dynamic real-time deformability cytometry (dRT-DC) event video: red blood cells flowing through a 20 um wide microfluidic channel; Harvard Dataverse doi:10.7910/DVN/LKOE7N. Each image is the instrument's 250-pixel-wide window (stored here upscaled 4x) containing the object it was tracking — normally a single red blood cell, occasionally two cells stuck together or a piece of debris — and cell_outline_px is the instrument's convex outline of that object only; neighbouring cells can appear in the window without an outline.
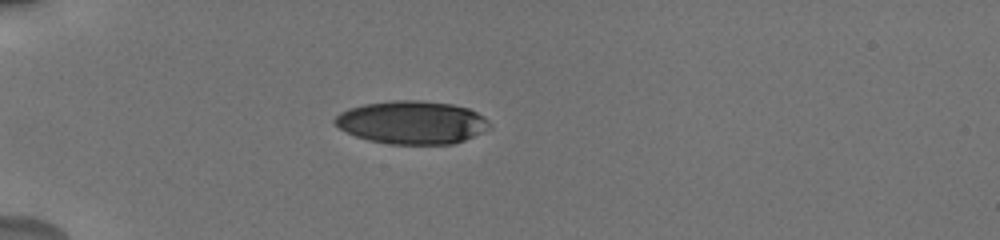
{"species": "human", "species_latin": "Homo sapiens", "temperature_condition": "cold", "stored_images_in_passage": 8, "camera_frame_rate_fps": 3000, "um_per_image_px": 0.085, "donor": {"sex": "male"}, "frame": {"image": 1, "passage_image": 5, "time_ms": 4.667, "image_size_px": [1000, 240], "cell_outline_px": [[492, 128], [484, 132], [464, 140], [452, 144], [392, 144], [368, 140], [356, 136], [340, 128], [332, 120], [340, 112], [364, 104], [392, 100], [420, 100], [452, 104], [468, 108], [484, 116], [492, 124]], "centroid_in_image_um": [35.06, 10.4], "position_along_channel_um": 49.9, "area_um2": 38.9}}
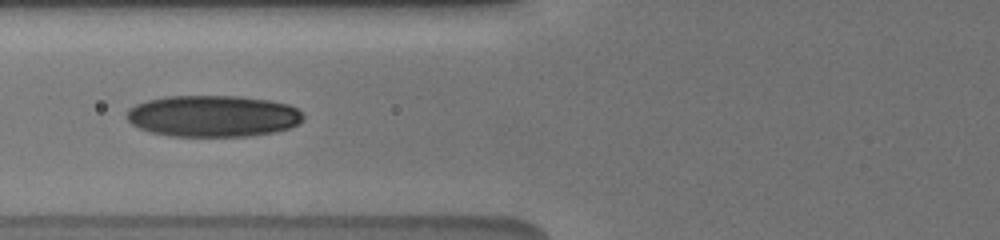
{"frame": {"image": 2, "passage_image": 7, "time_ms": 7.0, "image_size_px": [1000, 240], "cell_outline_px": [[304, 120], [300, 124], [276, 132], [248, 136], [172, 136], [152, 132], [140, 128], [132, 124], [124, 116], [128, 108], [136, 104], [148, 100], [164, 96], [240, 96], [268, 100], [288, 104], [296, 108], [304, 116]], "centroid_in_image_um": [18.1, 9.86], "position_along_channel_um": 107.7, "area_um2": 42.95}}
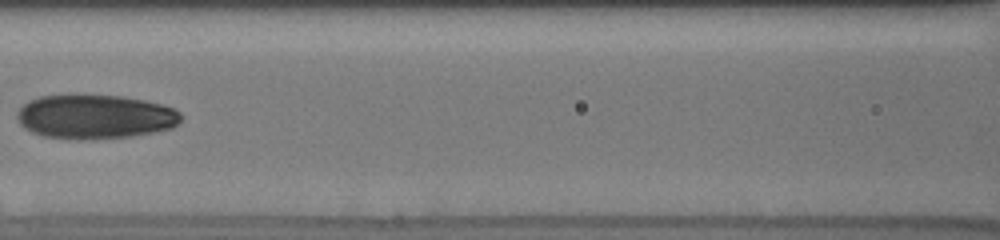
{"frame": {"image": 3, "passage_image": 8, "time_ms": 8.333, "image_size_px": [1000, 240], "cell_outline_px": [[184, 116], [172, 128], [132, 136], [92, 140], [84, 140], [44, 136], [32, 132], [24, 128], [20, 124], [16, 116], [20, 108], [28, 100], [40, 96], [72, 92], [84, 92], [124, 96], [144, 100], [176, 108]], "centroid_in_image_um": [8.06, 9.87], "position_along_channel_um": 158.5, "area_um2": 43.52}}